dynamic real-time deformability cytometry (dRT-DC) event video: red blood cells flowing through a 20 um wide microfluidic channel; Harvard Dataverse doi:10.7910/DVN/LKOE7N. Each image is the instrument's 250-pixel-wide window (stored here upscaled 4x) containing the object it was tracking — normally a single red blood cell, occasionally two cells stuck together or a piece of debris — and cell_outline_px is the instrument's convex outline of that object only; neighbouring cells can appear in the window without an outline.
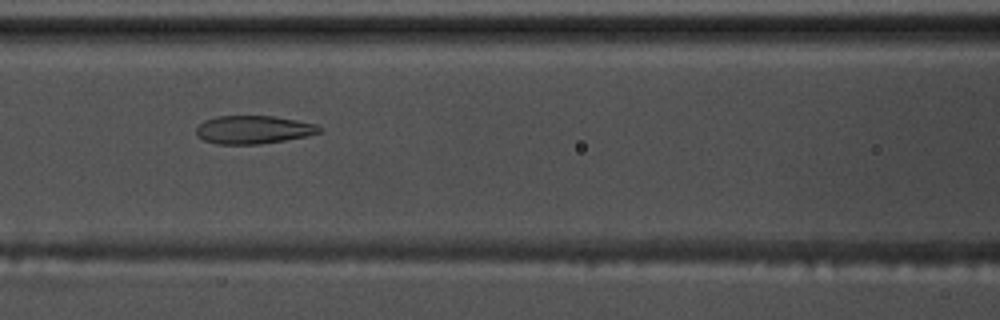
{"species": "common noctule bat (a hibernating species)", "species_latin": "Nyctalus noctula", "temperature_condition": "warm", "stored_images_in_passage": 42, "camera_frame_rate_fps": 3000, "um_per_image_px": 0.085, "animal": {"sex": "male", "body_mass_g": 17.5, "forearm_length_mm": 52.3}, "frame": {"image": 1, "passage_image": 15, "time_ms": 4.667, "image_size_px": [1000, 320], "cell_outline_px": [[320, 132], [308, 136], [260, 144], [216, 144], [204, 140], [196, 136], [196, 128], [204, 120], [216, 116], [272, 116], [296, 120], [316, 124], [320, 128]], "centroid_in_image_um": [21.5, 11.02], "position_along_channel_um": 145.1, "area_um2": 20.17}}
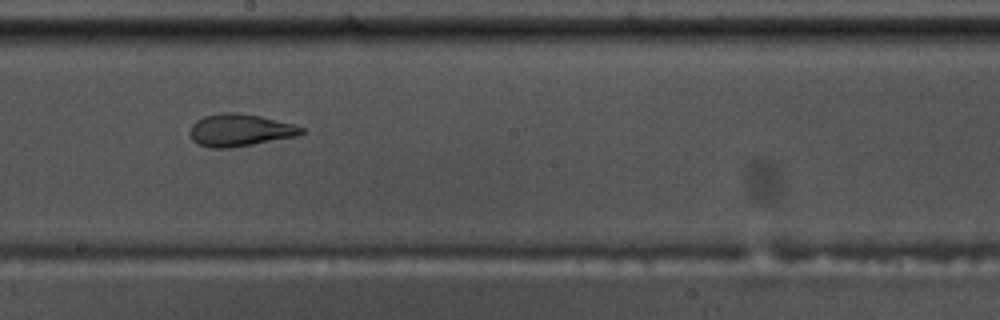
{"frame": {"image": 2, "passage_image": 22, "time_ms": 7.0, "image_size_px": [1000, 320], "cell_outline_px": [[304, 132], [296, 136], [252, 144], [228, 148], [208, 148], [192, 140], [192, 124], [196, 120], [204, 116], [220, 112], [236, 112], [260, 116], [292, 124], [304, 128]], "centroid_in_image_um": [20.38, 11.05], "position_along_channel_um": 227.8, "area_um2": 20.69}}
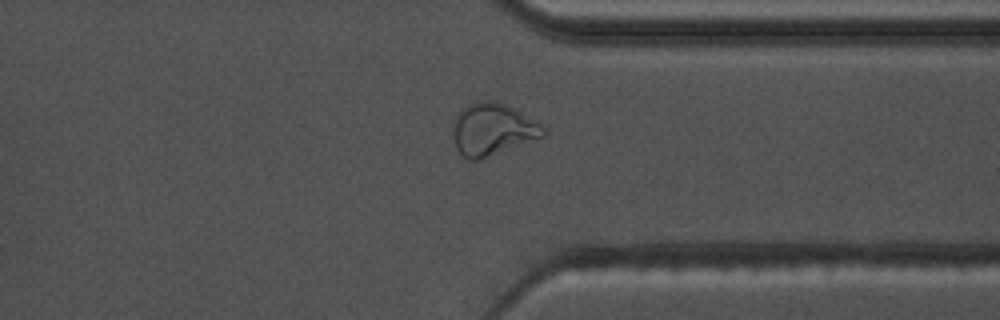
{"frame": {"image": 3, "passage_image": 34, "time_ms": 11.0, "image_size_px": [1000, 320], "cell_outline_px": [[548, 132], [544, 136], [480, 160], [468, 160], [456, 148], [452, 136], [452, 124], [460, 108], [468, 104], [484, 100], [496, 100], [516, 108], [544, 124]], "centroid_in_image_um": [41.89, 10.97], "position_along_channel_um": 369.5, "area_um2": 28.15}}